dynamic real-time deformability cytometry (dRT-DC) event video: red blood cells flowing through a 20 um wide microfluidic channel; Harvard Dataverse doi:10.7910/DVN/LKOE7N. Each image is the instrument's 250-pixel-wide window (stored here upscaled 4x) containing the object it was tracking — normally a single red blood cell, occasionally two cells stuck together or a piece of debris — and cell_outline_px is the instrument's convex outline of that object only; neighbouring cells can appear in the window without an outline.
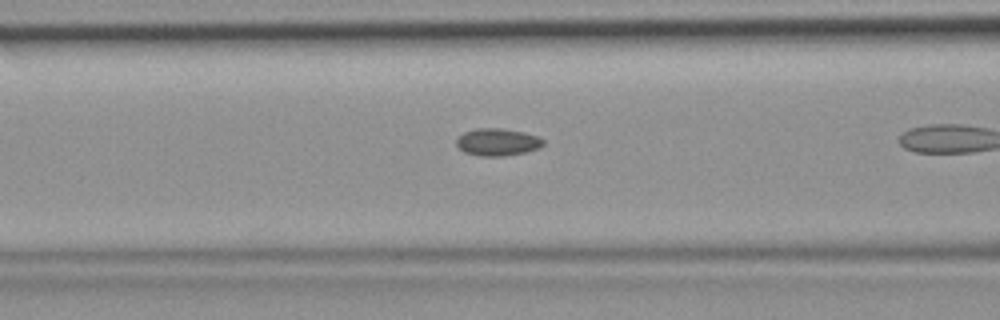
{"species": "common noctule bat (a hibernating species)", "species_latin": "Nyctalus noctula", "temperature_condition": "room temperature", "stored_images_in_passage": 5, "camera_frame_rate_fps": 3000, "um_per_image_px": 0.085, "animal": {"sex": "female", "body_mass_g": 19.9}, "frame": {"image": 1, "passage_image": 4, "time_ms": 1.0, "image_size_px": [1000, 320], "cell_outline_px": [[544, 144], [536, 148], [524, 152], [504, 156], [480, 156], [464, 152], [456, 144], [456, 140], [464, 132], [476, 128], [500, 128], [524, 132], [536, 136], [544, 140]], "centroid_in_image_um": [42.26, 12.07], "position_along_channel_um": 124.3, "area_um2": 13.64}}